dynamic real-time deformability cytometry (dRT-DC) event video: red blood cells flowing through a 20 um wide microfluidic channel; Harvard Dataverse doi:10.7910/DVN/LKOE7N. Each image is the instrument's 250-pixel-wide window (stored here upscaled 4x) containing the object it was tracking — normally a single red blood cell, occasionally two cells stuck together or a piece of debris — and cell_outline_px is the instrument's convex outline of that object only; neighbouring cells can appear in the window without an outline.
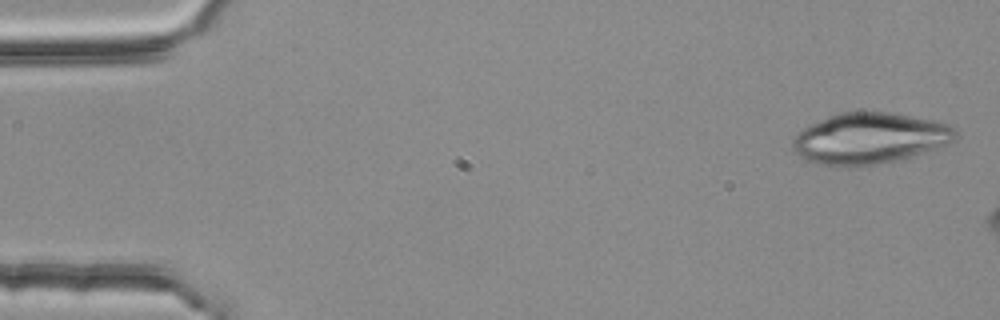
{"species": "common noctule bat (a hibernating species)", "species_latin": "Nyctalus noctula", "temperature_condition": "room temperature", "stored_images_in_passage": 3, "camera_frame_rate_fps": 3000, "um_per_image_px": 0.085, "animal": {"sex": "female", "body_mass_g": 25.1}, "frame": {"image": 1, "passage_image": 1, "time_ms": 0.0, "image_size_px": [1000, 320], "cell_outline_px": [[956, 140], [952, 144], [900, 160], [876, 164], [848, 168], [820, 164], [808, 160], [792, 152], [792, 140], [796, 132], [828, 116], [840, 112], [888, 112], [932, 120], [956, 128]], "centroid_in_image_um": [73.91, 11.78], "position_along_channel_um": 11.1, "area_um2": 48.84}}